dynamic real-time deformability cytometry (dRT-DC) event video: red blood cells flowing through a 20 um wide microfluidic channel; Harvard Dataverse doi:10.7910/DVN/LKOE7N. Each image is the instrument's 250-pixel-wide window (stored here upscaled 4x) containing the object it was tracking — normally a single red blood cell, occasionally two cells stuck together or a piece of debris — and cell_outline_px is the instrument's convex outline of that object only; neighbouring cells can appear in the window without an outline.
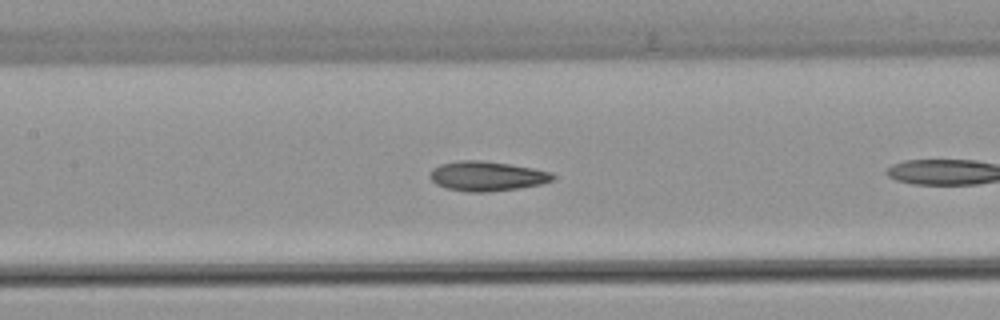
{"species": "common noctule bat (a hibernating species)", "species_latin": "Nyctalus noctula", "temperature_condition": "warm", "stored_images_in_passage": 8, "camera_frame_rate_fps": 3000, "um_per_image_px": 0.085, "animal": {"sex": "female", "body_mass_g": 22.7, "forearm_length_mm": 54.2}, "frame": {"image": 1, "passage_image": 4, "time_ms": 1.0, "image_size_px": [1000, 320], "cell_outline_px": [[556, 176], [552, 180], [540, 184], [520, 188], [488, 192], [468, 192], [448, 188], [436, 184], [428, 176], [432, 168], [440, 164], [460, 160], [480, 160], [508, 164], [532, 168], [552, 172]], "centroid_in_image_um": [41.37, 14.97], "position_along_channel_um": 166.0, "area_um2": 21.21}}
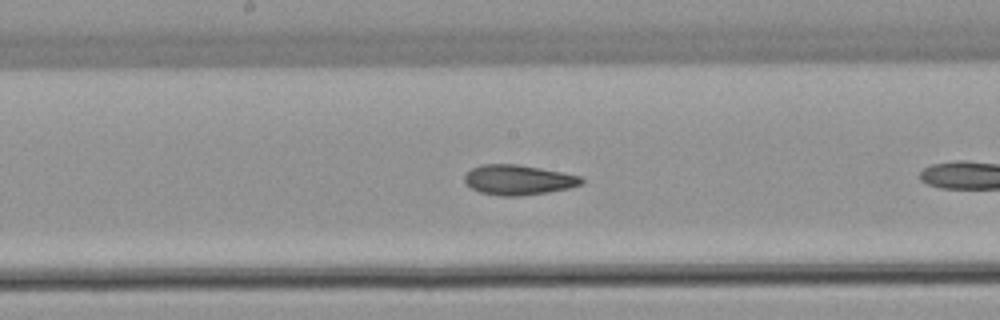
{"frame": {"image": 2, "passage_image": 7, "time_ms": 2.0, "image_size_px": [1000, 320], "cell_outline_px": [[584, 184], [568, 188], [548, 192], [520, 196], [500, 196], [480, 192], [472, 188], [464, 180], [464, 176], [472, 168], [480, 164], [516, 164], [560, 172], [580, 176], [584, 180]], "centroid_in_image_um": [44.05, 15.29], "position_along_channel_um": 204.1, "area_um2": 20.29}}